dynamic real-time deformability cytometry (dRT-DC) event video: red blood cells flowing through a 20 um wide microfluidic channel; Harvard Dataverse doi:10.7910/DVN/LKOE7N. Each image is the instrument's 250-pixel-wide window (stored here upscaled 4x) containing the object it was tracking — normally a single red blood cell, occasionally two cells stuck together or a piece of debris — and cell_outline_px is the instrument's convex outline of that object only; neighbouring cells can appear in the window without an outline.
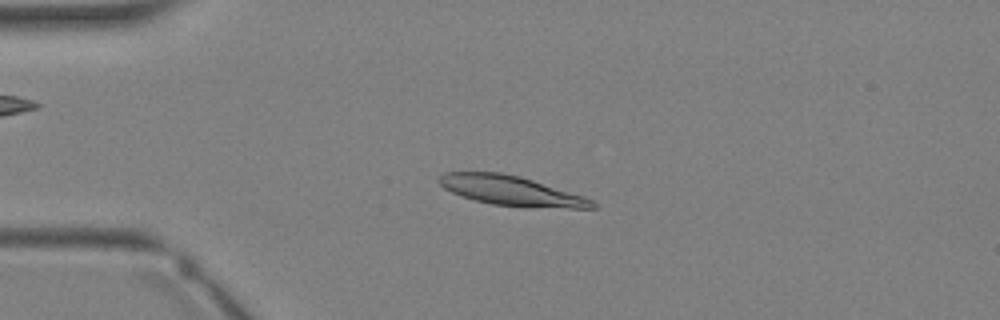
{"species": "Egyptian fruit bat (a non-hibernating species)", "species_latin": "Rousettus aegyptiacus", "temperature_condition": "warm", "stored_images_in_passage": 34, "camera_frame_rate_fps": 3000, "um_per_image_px": 0.085, "animal": {"sex": "female"}, "frame": {"image": 1, "passage_image": 8, "time_ms": 2.333, "image_size_px": [1000, 320], "cell_outline_px": [[596, 208], [568, 208], [492, 204], [460, 196], [444, 188], [436, 180], [444, 172], [500, 172], [520, 176], [584, 196], [592, 200], [596, 204]], "centroid_in_image_um": [43.41, 16.19], "position_along_channel_um": 41.6, "area_um2": 26.07}}
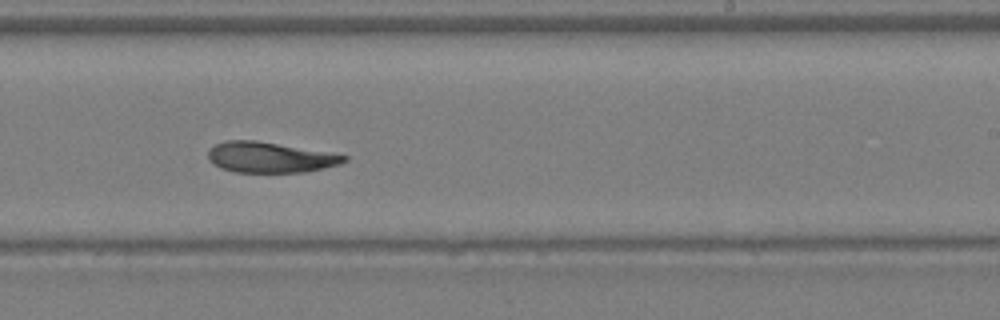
{"frame": {"image": 2, "passage_image": 21, "time_ms": 6.667, "image_size_px": [1000, 320], "cell_outline_px": [[348, 160], [340, 164], [324, 168], [304, 172], [236, 172], [220, 168], [212, 164], [208, 160], [208, 152], [216, 144], [228, 140], [256, 140], [348, 156]], "centroid_in_image_um": [22.91, 13.38], "position_along_channel_um": 266.1, "area_um2": 23.99}}
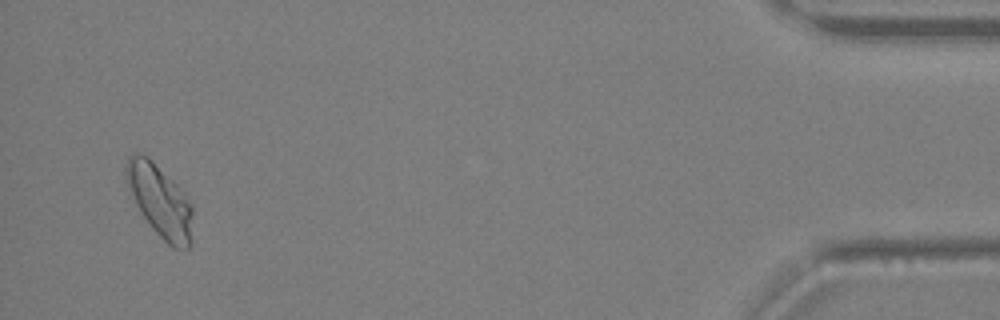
{"frame": {"image": 3, "passage_image": 33, "time_ms": 10.667, "image_size_px": [1000, 320], "cell_outline_px": [[192, 244], [188, 248], [172, 248], [152, 228], [140, 212], [136, 204], [124, 176], [124, 164], [128, 156], [132, 152], [140, 152], [148, 156], [188, 196], [192, 204]], "centroid_in_image_um": [13.59, 17.04], "position_along_channel_um": 421.6, "area_um2": 28.32}}